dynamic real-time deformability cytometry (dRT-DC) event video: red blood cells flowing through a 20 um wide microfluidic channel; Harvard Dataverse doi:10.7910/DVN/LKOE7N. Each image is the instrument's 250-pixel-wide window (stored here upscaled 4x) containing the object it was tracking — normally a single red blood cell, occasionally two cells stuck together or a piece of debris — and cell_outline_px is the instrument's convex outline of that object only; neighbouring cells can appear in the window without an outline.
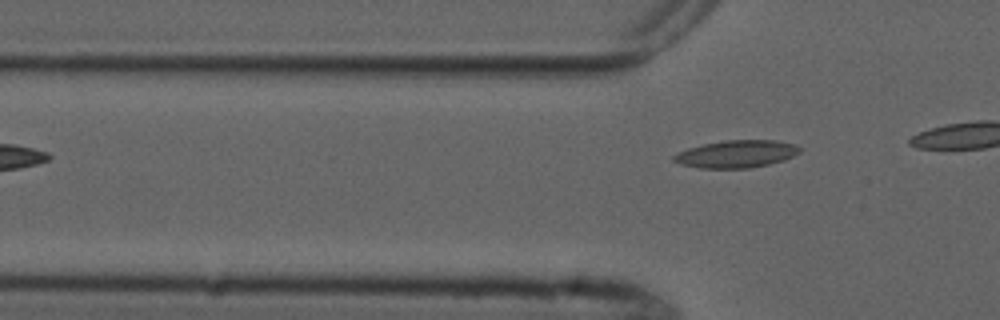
{"species": "common noctule bat (a hibernating species)", "species_latin": "Nyctalus noctula", "temperature_condition": "cold", "stored_images_in_passage": 4, "camera_frame_rate_fps": 3000, "um_per_image_px": 0.085, "animal": {"sex": "male", "forearm_length_mm": 52.5}, "frame": {"image": 1, "passage_image": 4, "time_ms": 4.333, "image_size_px": [1000, 320], "cell_outline_px": [[800, 152], [784, 160], [768, 164], [748, 168], [700, 168], [680, 164], [672, 160], [672, 156], [676, 152], [688, 148], [704, 144], [724, 140], [776, 140], [796, 144], [800, 148]], "centroid_in_image_um": [62.57, 13.08], "position_along_channel_um": 63.2, "area_um2": 20.17}}